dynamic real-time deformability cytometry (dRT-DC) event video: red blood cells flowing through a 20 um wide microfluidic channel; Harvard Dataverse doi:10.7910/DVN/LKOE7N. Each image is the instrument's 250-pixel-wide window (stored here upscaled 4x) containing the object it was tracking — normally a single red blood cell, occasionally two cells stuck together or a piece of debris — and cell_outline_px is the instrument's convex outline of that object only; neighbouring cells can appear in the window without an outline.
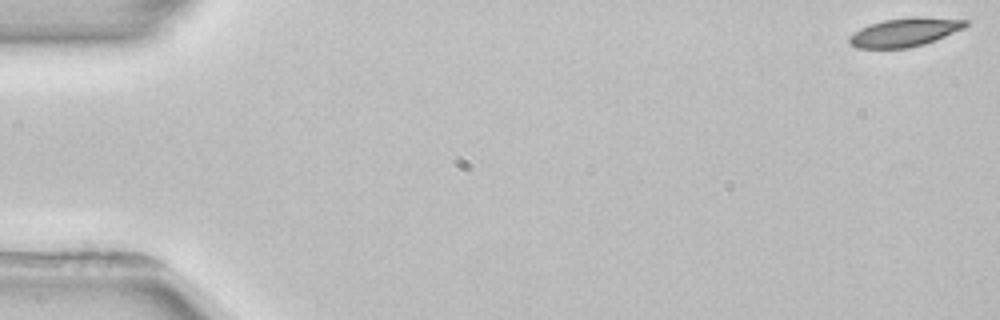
{"species": "common noctule bat (a hibernating species)", "species_latin": "Nyctalus noctula", "temperature_condition": "room temperature", "stored_images_in_passage": 4, "camera_frame_rate_fps": 3000, "um_per_image_px": 0.085, "animal": {"sex": "female", "body_mass_g": 22.7, "forearm_length_mm": 54.2}, "frame": {"image": 1, "passage_image": 1, "time_ms": 0.0, "image_size_px": [1000, 320], "cell_outline_px": [[968, 24], [964, 28], [936, 40], [924, 44], [908, 48], [856, 48], [848, 44], [848, 36], [860, 28], [884, 20], [912, 16], [916, 16], [968, 20]], "centroid_in_image_um": [76.89, 2.74], "position_along_channel_um": 8.1, "area_um2": 19.48}}
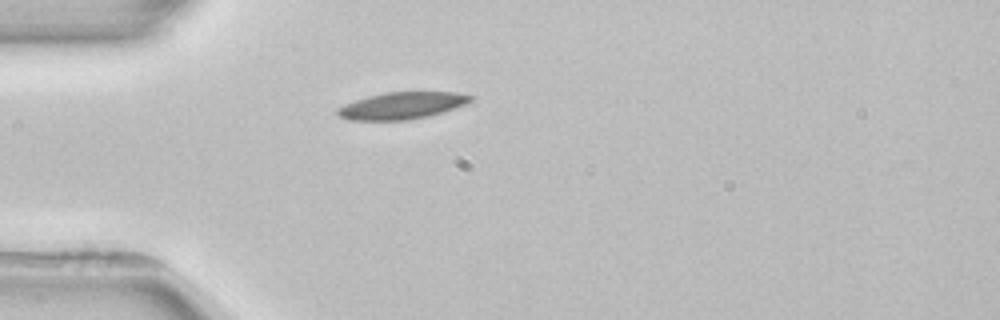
{"frame": {"image": 2, "passage_image": 4, "time_ms": 4.667, "image_size_px": [1000, 320], "cell_outline_px": [[476, 96], [472, 100], [464, 104], [428, 116], [408, 120], [348, 120], [340, 116], [336, 112], [336, 108], [344, 104], [368, 96], [384, 92], [456, 92]], "centroid_in_image_um": [34.13, 8.97], "position_along_channel_um": 50.9, "area_um2": 20.75}}